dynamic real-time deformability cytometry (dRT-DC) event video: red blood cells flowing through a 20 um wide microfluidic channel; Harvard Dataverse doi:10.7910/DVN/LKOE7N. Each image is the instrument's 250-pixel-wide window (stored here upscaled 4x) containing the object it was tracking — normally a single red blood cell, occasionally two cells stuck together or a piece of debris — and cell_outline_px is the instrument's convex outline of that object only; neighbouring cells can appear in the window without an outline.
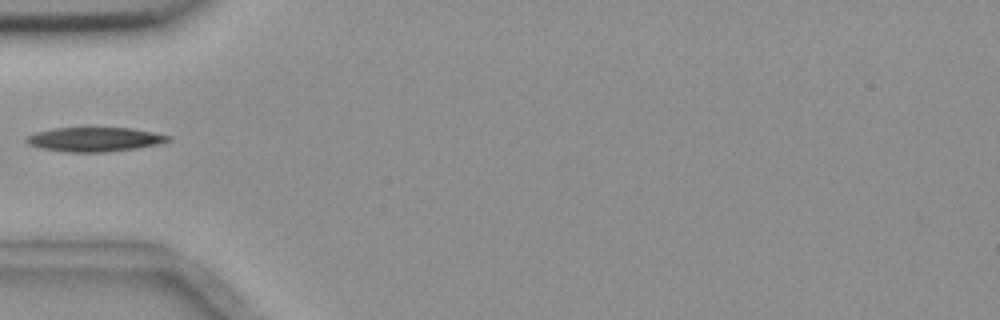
{"species": "common noctule bat (a hibernating species)", "species_latin": "Nyctalus noctula", "temperature_condition": "room temperature", "stored_images_in_passage": 6, "camera_frame_rate_fps": 3000, "um_per_image_px": 0.085, "animal": {"sex": "female", "body_mass_g": 18.4}, "frame": {"image": 1, "passage_image": 5, "time_ms": 5.333, "image_size_px": [1000, 320], "cell_outline_px": [[172, 140], [156, 144], [136, 148], [104, 152], [68, 152], [40, 148], [28, 144], [24, 140], [28, 136], [36, 132], [52, 128], [128, 128], [152, 132], [172, 136]], "centroid_in_image_um": [8.02, 11.85], "position_along_channel_um": 77.0, "area_um2": 19.88}}